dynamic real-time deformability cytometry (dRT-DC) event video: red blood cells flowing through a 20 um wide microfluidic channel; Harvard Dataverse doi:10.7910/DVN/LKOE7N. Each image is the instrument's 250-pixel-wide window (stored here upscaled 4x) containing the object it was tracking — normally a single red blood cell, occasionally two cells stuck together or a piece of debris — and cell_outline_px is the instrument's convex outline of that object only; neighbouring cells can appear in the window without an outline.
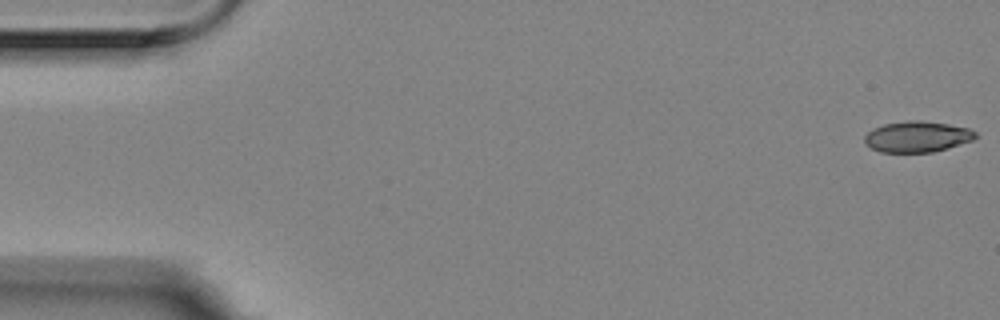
{"species": "Egyptian fruit bat (a non-hibernating species)", "species_latin": "Rousettus aegyptiacus", "temperature_condition": "room temperature", "stored_images_in_passage": 3, "camera_frame_rate_fps": 3000, "um_per_image_px": 0.085, "animal": {"sex": "female"}, "frame": {"image": 1, "passage_image": 1, "time_ms": 0.0, "image_size_px": [1000, 320], "cell_outline_px": [[976, 136], [972, 140], [948, 148], [932, 152], [880, 152], [864, 144], [864, 136], [872, 128], [884, 124], [908, 120], [920, 120], [948, 124], [968, 128], [976, 132]], "centroid_in_image_um": [77.92, 11.61], "position_along_channel_um": 7.1, "area_um2": 20.0}}